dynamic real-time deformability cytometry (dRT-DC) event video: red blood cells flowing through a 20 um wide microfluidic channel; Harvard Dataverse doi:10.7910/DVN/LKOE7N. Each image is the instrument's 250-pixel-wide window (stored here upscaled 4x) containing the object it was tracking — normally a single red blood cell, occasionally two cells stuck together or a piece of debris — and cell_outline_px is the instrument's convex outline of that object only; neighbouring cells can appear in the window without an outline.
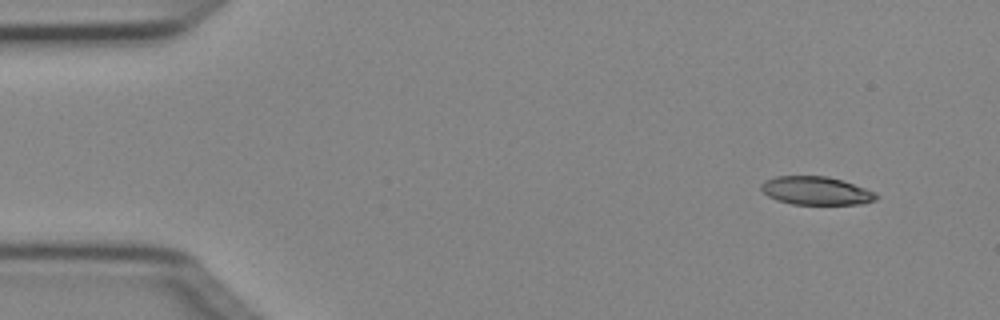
{"species": "Egyptian fruit bat (a non-hibernating species)", "species_latin": "Rousettus aegyptiacus", "temperature_condition": "cold", "stored_images_in_passage": 4, "camera_frame_rate_fps": 3000, "um_per_image_px": 0.085, "animal": {"sex": "female"}, "frame": {"image": 1, "passage_image": 1, "time_ms": 0.0, "image_size_px": [1000, 320], "cell_outline_px": [[880, 196], [876, 200], [864, 204], [792, 204], [776, 200], [768, 196], [760, 188], [760, 184], [764, 180], [776, 176], [828, 176], [844, 180], [876, 192]], "centroid_in_image_um": [69.39, 16.21], "position_along_channel_um": 15.6, "area_um2": 19.25}}
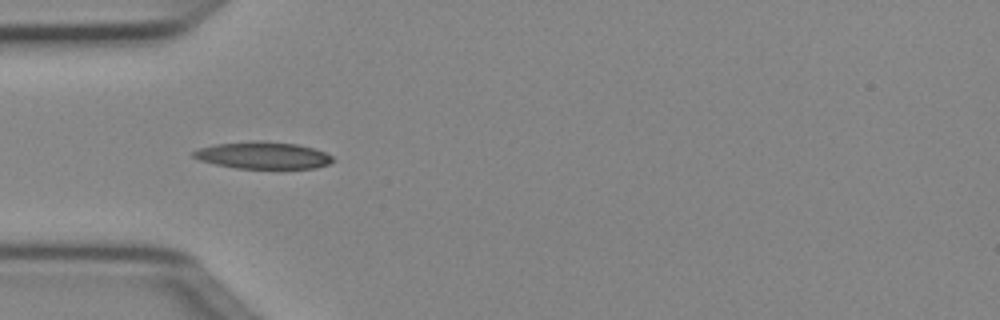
{"frame": {"image": 2, "passage_image": 4, "time_ms": 1.0, "image_size_px": [1000, 320], "cell_outline_px": [[336, 160], [328, 164], [316, 168], [236, 168], [216, 164], [200, 160], [192, 156], [192, 152], [200, 148], [216, 144], [252, 140], [264, 140], [296, 144], [312, 148], [324, 152], [332, 156]], "centroid_in_image_um": [22.36, 13.19], "position_along_channel_um": 62.6, "area_um2": 21.91}}